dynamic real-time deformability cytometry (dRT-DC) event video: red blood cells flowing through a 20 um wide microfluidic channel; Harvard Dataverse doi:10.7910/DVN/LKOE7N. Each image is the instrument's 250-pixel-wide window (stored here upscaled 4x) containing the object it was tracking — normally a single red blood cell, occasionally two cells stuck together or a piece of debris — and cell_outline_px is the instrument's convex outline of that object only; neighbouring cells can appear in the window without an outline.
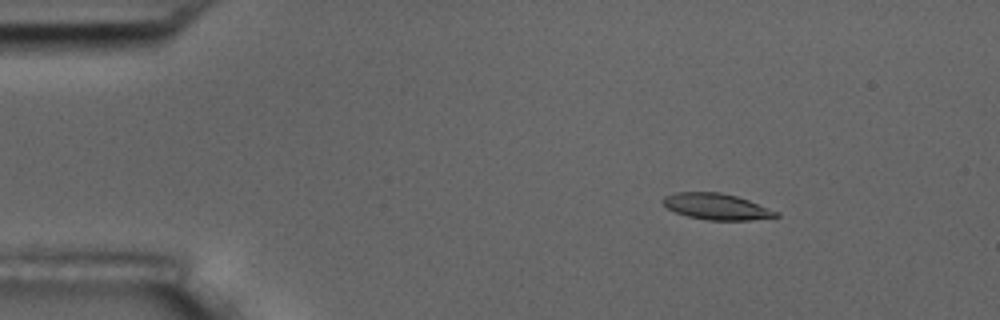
{"species": "common noctule bat (a hibernating species)", "species_latin": "Nyctalus noctula", "temperature_condition": "room temperature", "stored_images_in_passage": 7, "camera_frame_rate_fps": 3000, "um_per_image_px": 0.085, "animal": {"sex": "male", "body_mass_g": 17.5, "forearm_length_mm": 52.3}, "frame": {"image": 1, "passage_image": 3, "time_ms": 0.667, "image_size_px": [1000, 320], "cell_outline_px": [[780, 216], [748, 220], [708, 220], [688, 216], [676, 212], [668, 208], [660, 200], [664, 196], [676, 192], [720, 192], [736, 196], [748, 200], [780, 212]], "centroid_in_image_um": [60.9, 17.55], "position_along_channel_um": 24.1, "area_um2": 17.17}}
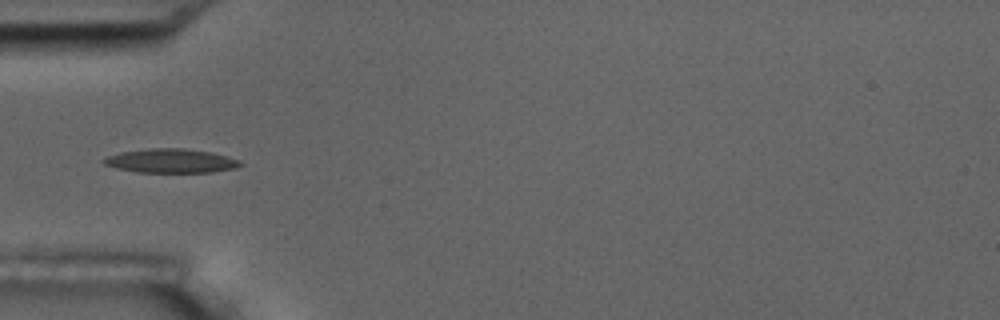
{"frame": {"image": 2, "passage_image": 6, "time_ms": 1.667, "image_size_px": [1000, 320], "cell_outline_px": [[244, 164], [236, 168], [212, 172], [136, 172], [116, 168], [104, 164], [100, 160], [108, 156], [120, 152], [148, 148], [184, 148], [212, 152], [240, 160]], "centroid_in_image_um": [14.53, 13.67], "position_along_channel_um": 70.5, "area_um2": 19.25}}